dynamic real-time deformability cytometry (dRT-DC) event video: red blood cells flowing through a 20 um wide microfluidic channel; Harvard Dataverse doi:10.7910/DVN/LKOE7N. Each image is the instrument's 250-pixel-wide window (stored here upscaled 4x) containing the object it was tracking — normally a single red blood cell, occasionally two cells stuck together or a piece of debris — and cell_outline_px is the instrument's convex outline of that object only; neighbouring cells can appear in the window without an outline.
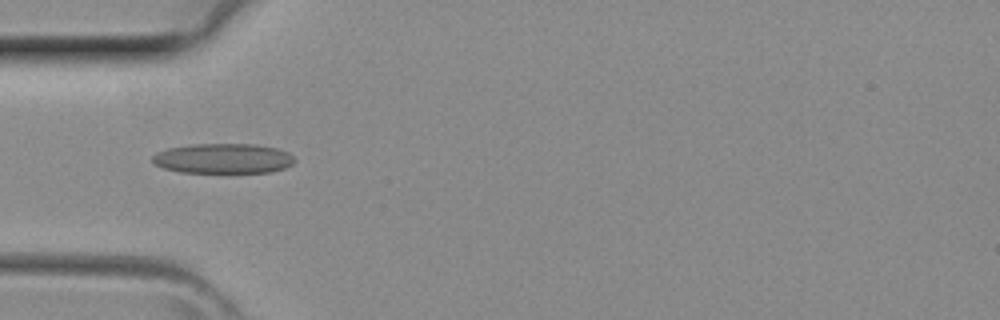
{"species": "common noctule bat (a hibernating species)", "species_latin": "Nyctalus noctula", "temperature_condition": "room temperature", "stored_images_in_passage": 4, "camera_frame_rate_fps": 3000, "um_per_image_px": 0.085, "animal": {"sex": "female", "body_mass_g": 29.2, "forearm_length_mm": 56.3}, "frame": {"image": 1, "passage_image": 4, "time_ms": 1.0, "image_size_px": [1000, 320], "cell_outline_px": [[296, 160], [292, 164], [284, 168], [272, 172], [180, 172], [164, 168], [152, 164], [152, 156], [156, 152], [168, 148], [196, 144], [252, 144], [276, 148], [288, 152]], "centroid_in_image_um": [18.95, 13.47], "position_along_channel_um": 66.1, "area_um2": 24.8}}